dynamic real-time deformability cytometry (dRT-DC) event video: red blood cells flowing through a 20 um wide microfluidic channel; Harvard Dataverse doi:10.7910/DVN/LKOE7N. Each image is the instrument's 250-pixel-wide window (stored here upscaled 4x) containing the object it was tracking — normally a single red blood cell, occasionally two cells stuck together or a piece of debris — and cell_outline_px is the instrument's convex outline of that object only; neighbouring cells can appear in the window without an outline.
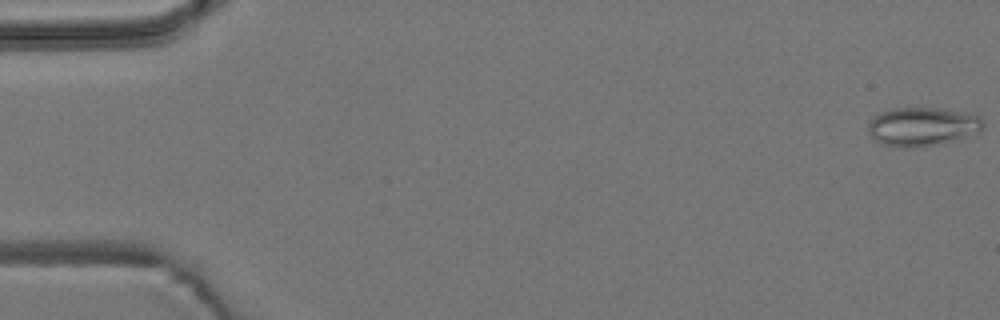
{"species": "common noctule bat (a hibernating species)", "species_latin": "Nyctalus noctula", "temperature_condition": "room temperature", "stored_images_in_passage": 17, "camera_frame_rate_fps": 3000, "um_per_image_px": 0.085, "animal": {"sex": "male", "body_mass_g": 19.2, "forearm_length_mm": 51.8}, "frame": {"image": 1, "passage_image": 1, "time_ms": 0.0, "image_size_px": [1000, 320], "cell_outline_px": [[984, 124], [980, 132], [960, 140], [912, 148], [896, 148], [880, 144], [872, 140], [868, 132], [868, 124], [880, 112], [892, 108], [936, 108], [960, 112], [980, 116]], "centroid_in_image_um": [78.38, 10.79], "position_along_channel_um": 6.6, "area_um2": 26.3}}